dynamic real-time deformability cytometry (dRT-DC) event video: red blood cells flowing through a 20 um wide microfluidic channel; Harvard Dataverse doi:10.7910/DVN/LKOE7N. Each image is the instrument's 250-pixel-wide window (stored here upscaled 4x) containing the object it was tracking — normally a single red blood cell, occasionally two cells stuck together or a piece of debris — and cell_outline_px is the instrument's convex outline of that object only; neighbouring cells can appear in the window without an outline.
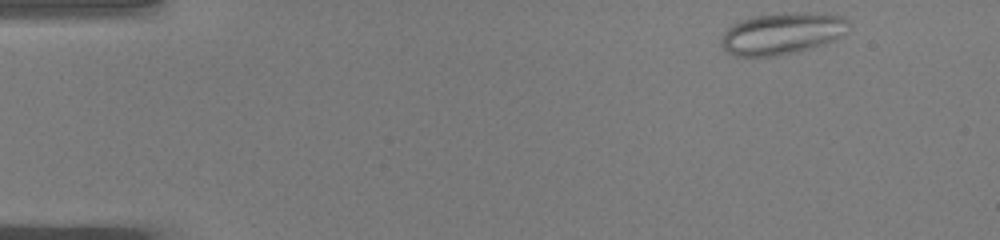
{"species": "common noctule bat (a hibernating species)", "species_latin": "Nyctalus noctula", "temperature_condition": "warm", "stored_images_in_passage": 46, "camera_frame_rate_fps": 3000, "um_per_image_px": 0.085, "animal": {"sex": "male", "body_mass_g": 19.0, "forearm_length_mm": 50.8}, "frame": {"image": 1, "passage_image": 1, "time_ms": 0.0, "image_size_px": [1000, 240], "cell_outline_px": [[848, 24], [832, 40], [820, 44], [792, 52], [772, 56], [736, 56], [728, 52], [720, 44], [720, 40], [724, 32], [732, 24], [740, 20], [752, 16], [784, 12], [824, 12], [844, 16], [848, 20]], "centroid_in_image_um": [66.4, 2.8], "position_along_channel_um": 18.6, "area_um2": 30.58}}
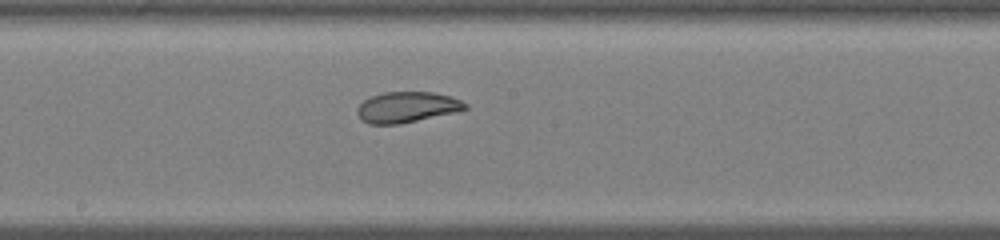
{"frame": {"image": 2, "passage_image": 23, "time_ms": 7.333, "image_size_px": [1000, 240], "cell_outline_px": [[468, 108], [456, 112], [400, 124], [368, 124], [360, 120], [356, 112], [356, 108], [364, 100], [372, 96], [384, 92], [432, 92], [452, 96], [468, 104]], "centroid_in_image_um": [34.58, 9.11], "position_along_channel_um": 213.6, "area_um2": 19.48}}
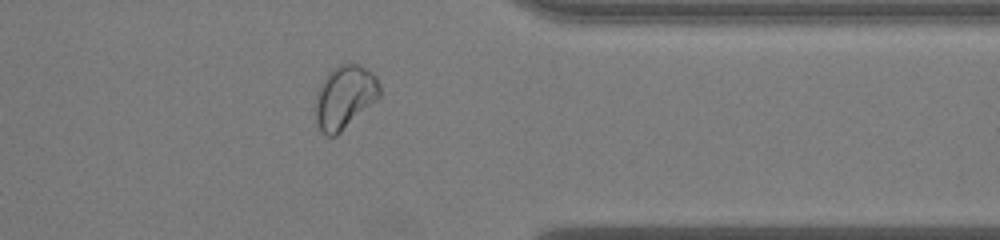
{"frame": {"image": 3, "passage_image": 36, "time_ms": 11.667, "image_size_px": [1000, 240], "cell_outline_px": [[380, 96], [376, 100], [336, 136], [328, 136], [320, 132], [316, 124], [316, 92], [320, 84], [328, 72], [332, 68], [340, 64], [360, 64], [372, 72], [376, 76], [380, 84]], "centroid_in_image_um": [29.29, 8.24], "position_along_channel_um": 382.1, "area_um2": 23.76}, "authors_computed_cell_mechanics": {"area_um2": 24.0448, "velocity_mm_per_s": 4.056, "shape_relaxation_time_tau1_ms": null, "shape_relaxation_time_tau2_ms": 1.341, "deformation_change_tau1": null, "deformation_change_tau2": 0.0574}}